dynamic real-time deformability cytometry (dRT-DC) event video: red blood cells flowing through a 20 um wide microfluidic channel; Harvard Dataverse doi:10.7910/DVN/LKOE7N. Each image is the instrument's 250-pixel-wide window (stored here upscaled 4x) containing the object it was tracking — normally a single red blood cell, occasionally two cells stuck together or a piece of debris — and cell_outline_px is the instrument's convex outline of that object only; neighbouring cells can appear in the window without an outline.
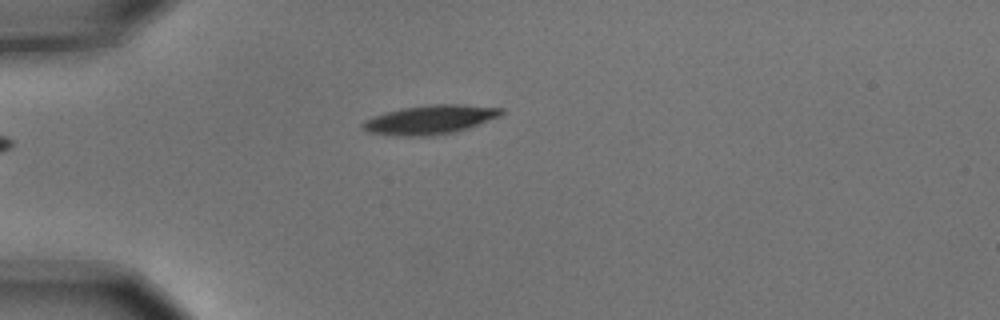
{"species": "common noctule bat (a hibernating species)", "species_latin": "Nyctalus noctula", "temperature_condition": "cold", "stored_images_in_passage": 4, "camera_frame_rate_fps": 3000, "um_per_image_px": 0.085, "animal": {"sex": "male", "body_mass_g": 15.6}, "frame": {"image": 1, "passage_image": 4, "time_ms": 1.0, "image_size_px": [1000, 320], "cell_outline_px": [[504, 112], [500, 116], [452, 132], [428, 136], [392, 136], [368, 132], [360, 124], [364, 120], [372, 116], [400, 108], [428, 104], [460, 104], [504, 108]], "centroid_in_image_um": [36.49, 10.16], "position_along_channel_um": 48.5, "area_um2": 23.35}}